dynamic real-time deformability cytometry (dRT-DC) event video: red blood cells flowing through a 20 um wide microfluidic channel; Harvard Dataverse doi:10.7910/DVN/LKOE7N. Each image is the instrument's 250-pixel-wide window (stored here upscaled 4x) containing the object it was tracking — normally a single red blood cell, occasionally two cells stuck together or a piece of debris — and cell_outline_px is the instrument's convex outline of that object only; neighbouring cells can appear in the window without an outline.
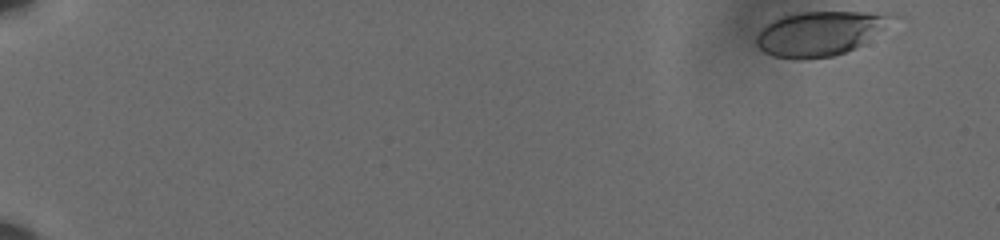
{"species": "human", "species_latin": "Homo sapiens", "temperature_condition": "cold", "stored_images_in_passage": 53, "camera_frame_rate_fps": 3000, "um_per_image_px": 0.085, "donor": {"sex": "male"}, "frame": {"image": 1, "passage_image": 1, "time_ms": 0.0, "image_size_px": [1000, 240], "cell_outline_px": [[900, 16], [884, 28], [856, 48], [832, 56], [804, 60], [792, 60], [772, 56], [764, 52], [756, 44], [756, 36], [764, 24], [780, 16], [800, 12], [868, 12]], "centroid_in_image_um": [69.63, 2.85], "position_along_channel_um": 15.4, "area_um2": 35.26}}
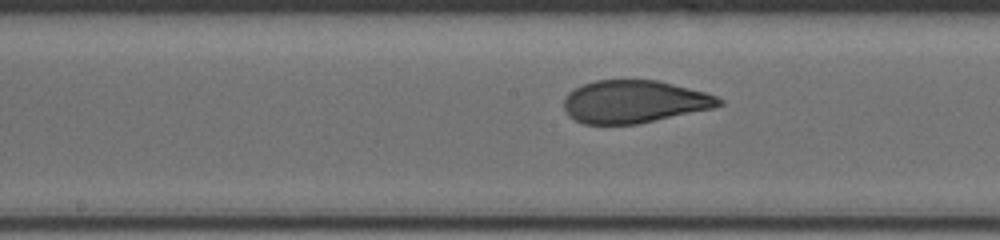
{"frame": {"image": 2, "passage_image": 31, "time_ms": 10.0, "image_size_px": [1000, 240], "cell_outline_px": [[724, 104], [712, 108], [636, 124], [584, 124], [568, 116], [564, 108], [564, 96], [568, 92], [584, 84], [596, 80], [660, 80], [704, 92], [716, 96], [724, 100]], "centroid_in_image_um": [53.89, 8.63], "position_along_channel_um": 194.3, "area_um2": 38.44}}
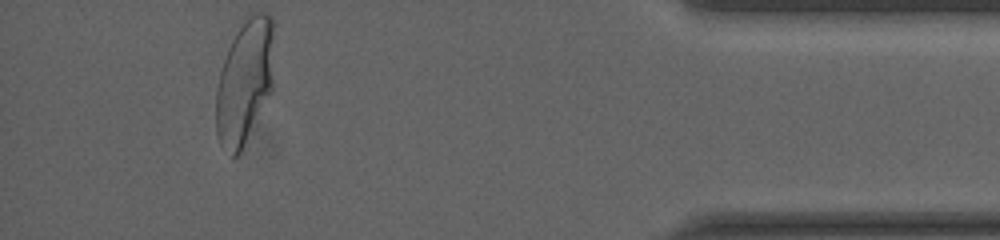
{"frame": {"image": 3, "passage_image": 53, "time_ms": 17.333, "image_size_px": [1000, 240], "cell_outline_px": [[272, 92], [240, 152], [236, 156], [232, 156], [220, 144], [216, 132], [216, 88], [220, 72], [228, 48], [232, 40], [248, 12], [268, 12], [272, 16]], "centroid_in_image_um": [20.79, 6.92], "position_along_channel_um": 414.4, "area_um2": 41.96}, "authors_computed_cell_mechanics": {"area_um2": 38.9572, "velocity_mm_per_s": 3.6031, "shape_relaxation_time_tau1_ms": 4.538, "shape_relaxation_time_tau2_ms": 0.8062, "deformation_change_tau1": 0.1901, "deformation_change_tau2": 0.0687}}